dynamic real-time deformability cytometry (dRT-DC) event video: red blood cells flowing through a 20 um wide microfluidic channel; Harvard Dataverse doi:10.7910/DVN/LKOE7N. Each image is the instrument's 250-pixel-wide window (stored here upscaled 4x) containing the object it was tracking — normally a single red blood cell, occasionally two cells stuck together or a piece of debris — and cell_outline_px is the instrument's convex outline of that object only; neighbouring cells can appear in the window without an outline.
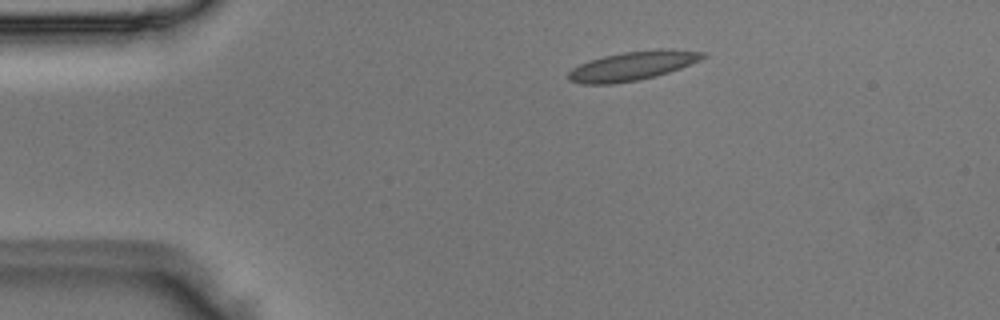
{"species": "Egyptian fruit bat (a non-hibernating species)", "species_latin": "Rousettus aegyptiacus", "temperature_condition": "room temperature", "stored_images_in_passage": 6, "camera_frame_rate_fps": 3000, "um_per_image_px": 0.085, "animal": {"sex": "male"}, "frame": {"image": 1, "passage_image": 6, "time_ms": 1.667, "image_size_px": [1000, 320], "cell_outline_px": [[708, 56], [700, 60], [680, 68], [656, 76], [636, 80], [612, 84], [580, 84], [568, 80], [568, 72], [572, 68], [588, 60], [604, 56], [624, 52], [704, 52]], "centroid_in_image_um": [53.6, 5.66], "position_along_channel_um": 31.4, "area_um2": 21.56}}